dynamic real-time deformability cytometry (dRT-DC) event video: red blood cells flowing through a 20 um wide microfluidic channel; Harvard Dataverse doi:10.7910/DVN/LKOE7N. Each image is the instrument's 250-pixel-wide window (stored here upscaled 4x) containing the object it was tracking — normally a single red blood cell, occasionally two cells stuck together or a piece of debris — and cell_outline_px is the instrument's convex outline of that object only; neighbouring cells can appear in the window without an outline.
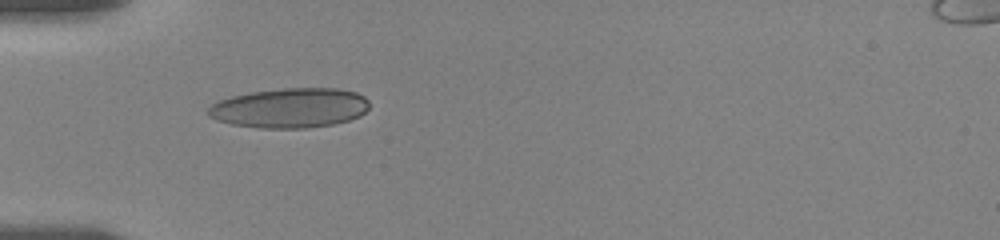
{"species": "human", "species_latin": "Homo sapiens", "temperature_condition": "room temperature", "stored_images_in_passage": 34, "camera_frame_rate_fps": 3000, "um_per_image_px": 0.085, "donor": {"sex": "female"}, "frame": {"image": 1, "passage_image": 1, "time_ms": 0.0, "image_size_px": [1000, 240], "cell_outline_px": [[368, 108], [360, 116], [348, 120], [332, 124], [308, 128], [260, 128], [232, 124], [216, 120], [208, 116], [208, 108], [212, 104], [220, 100], [232, 96], [248, 92], [284, 88], [336, 88], [356, 92], [364, 96], [368, 100]], "centroid_in_image_um": [24.63, 9.17], "position_along_channel_um": 60.4, "area_um2": 37.4}}
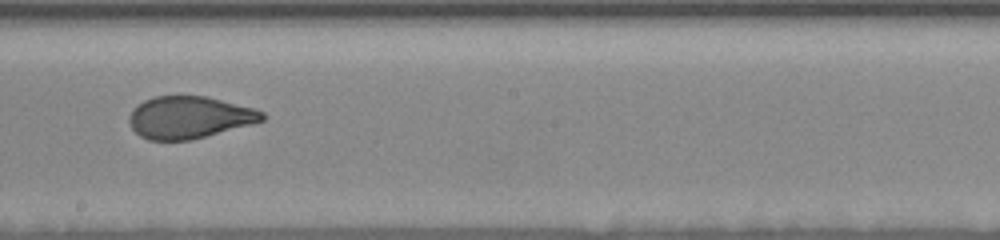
{"frame": {"image": 2, "passage_image": 16, "time_ms": 5.0, "image_size_px": [1000, 240], "cell_outline_px": [[264, 120], [252, 124], [192, 140], [148, 140], [140, 136], [132, 128], [128, 120], [128, 116], [132, 108], [136, 104], [144, 100], [156, 96], [208, 96], [256, 108], [264, 112]], "centroid_in_image_um": [16.08, 9.97], "position_along_channel_um": 232.1, "area_um2": 33.0}}
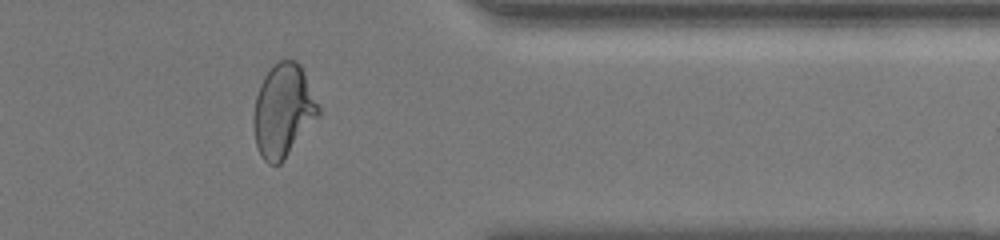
{"frame": {"image": 3, "passage_image": 30, "time_ms": 9.667, "image_size_px": [1000, 240], "cell_outline_px": [[320, 116], [284, 160], [280, 164], [268, 164], [260, 156], [256, 144], [252, 124], [256, 96], [260, 84], [264, 76], [272, 64], [280, 60], [296, 60], [300, 64], [304, 72], [320, 108]], "centroid_in_image_um": [24.07, 9.41], "position_along_channel_um": 387.3, "area_um2": 35.43}, "authors_computed_cell_mechanics": {"area_um2": 33.8708, "velocity_mm_per_s": 3.5264, "shape_relaxation_time_tau1_ms": 5.265, "shape_relaxation_time_tau2_ms": 0.8114, "deformation_change_tau1": 0.1686, "deformation_change_tau2": 0.0744}}